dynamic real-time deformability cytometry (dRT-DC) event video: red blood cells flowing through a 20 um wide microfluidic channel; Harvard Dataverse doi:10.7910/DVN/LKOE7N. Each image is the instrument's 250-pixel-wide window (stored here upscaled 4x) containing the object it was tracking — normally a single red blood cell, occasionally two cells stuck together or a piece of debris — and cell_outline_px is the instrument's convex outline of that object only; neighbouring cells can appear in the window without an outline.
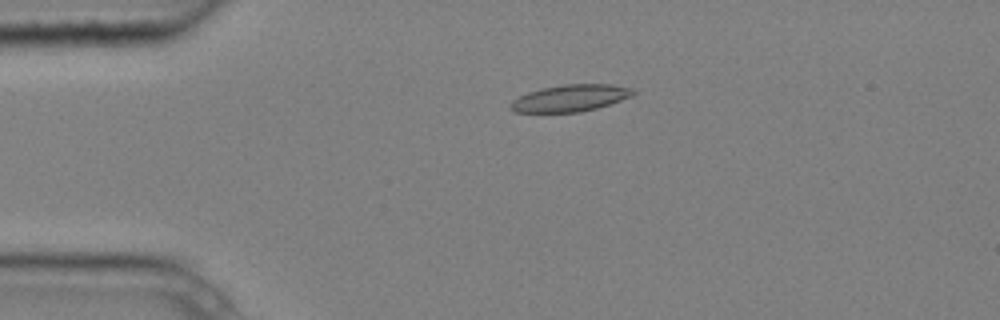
{"species": "common noctule bat (a hibernating species)", "species_latin": "Nyctalus noctula", "temperature_condition": "cold", "stored_images_in_passage": 3, "camera_frame_rate_fps": 3000, "um_per_image_px": 0.085, "animal": {"sex": "male", "body_mass_g": 20.4}, "frame": {"image": 1, "passage_image": 2, "time_ms": 0.333, "image_size_px": [1000, 320], "cell_outline_px": [[636, 92], [632, 96], [596, 108], [580, 112], [516, 112], [508, 108], [508, 104], [512, 100], [528, 92], [540, 88], [564, 84], [612, 84], [632, 88]], "centroid_in_image_um": [48.44, 8.33], "position_along_channel_um": 36.6, "area_um2": 19.19}}